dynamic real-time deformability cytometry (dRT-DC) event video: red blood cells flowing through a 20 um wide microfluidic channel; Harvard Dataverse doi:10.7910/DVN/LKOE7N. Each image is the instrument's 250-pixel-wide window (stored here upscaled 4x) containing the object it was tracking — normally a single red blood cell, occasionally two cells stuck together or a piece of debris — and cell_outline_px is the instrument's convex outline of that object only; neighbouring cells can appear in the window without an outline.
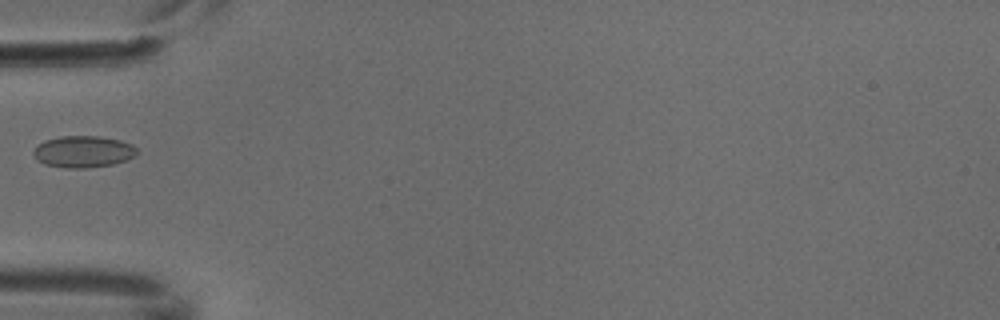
{"species": "common noctule bat (a hibernating species)", "species_latin": "Nyctalus noctula", "temperature_condition": "cold", "stored_images_in_passage": 5, "camera_frame_rate_fps": 3000, "um_per_image_px": 0.085, "animal": {"sex": "male", "body_mass_g": 18.8}, "frame": {"image": 1, "passage_image": 5, "time_ms": 1.333, "image_size_px": [1000, 320], "cell_outline_px": [[136, 156], [128, 160], [112, 164], [84, 168], [68, 168], [44, 164], [36, 160], [32, 152], [36, 144], [44, 140], [60, 136], [100, 136], [120, 140], [132, 144], [136, 148]], "centroid_in_image_um": [7.05, 12.88], "position_along_channel_um": 78.0, "area_um2": 19.31}}